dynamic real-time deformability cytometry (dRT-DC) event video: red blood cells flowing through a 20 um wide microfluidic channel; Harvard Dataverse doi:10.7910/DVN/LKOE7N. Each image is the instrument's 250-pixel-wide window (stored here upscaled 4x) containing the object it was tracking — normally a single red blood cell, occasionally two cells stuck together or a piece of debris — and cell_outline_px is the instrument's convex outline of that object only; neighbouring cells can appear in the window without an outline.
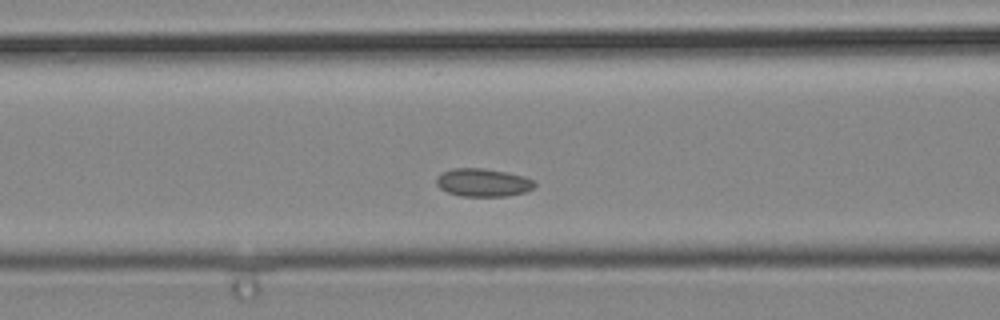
{"species": "common noctule bat (a hibernating species)", "species_latin": "Nyctalus noctula", "temperature_condition": "cold", "stored_images_in_passage": 26, "segment_of_instrument_passage": [1, 2], "camera_frame_rate_fps": 3000, "um_per_image_px": 0.085, "animal": {"sex": "male", "body_mass_g": 19.2, "forearm_length_mm": 51.8}, "frame": {"image": 1, "passage_image": 8, "time_ms": 2.333, "image_size_px": [1000, 320], "cell_outline_px": [[536, 184], [532, 188], [524, 192], [508, 196], [460, 196], [448, 192], [440, 188], [436, 184], [436, 176], [452, 168], [484, 168], [524, 176], [532, 180]], "centroid_in_image_um": [41.03, 15.52], "position_along_channel_um": 125.6, "area_um2": 15.95}}
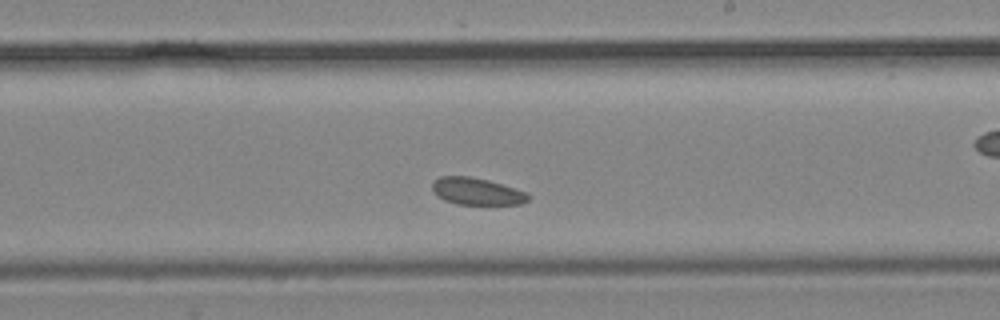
{"frame": {"image": 2, "passage_image": 16, "time_ms": 5.0, "image_size_px": [1000, 320], "cell_outline_px": [[532, 196], [528, 200], [520, 204], [456, 204], [444, 200], [436, 196], [432, 188], [432, 180], [440, 176], [468, 176], [488, 180], [528, 192]], "centroid_in_image_um": [40.51, 16.26], "position_along_channel_um": 248.5, "area_um2": 15.26}}
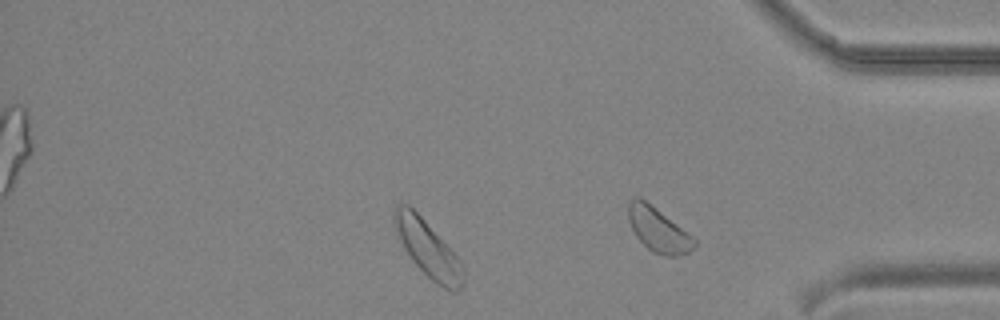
{"frame": {"image": 3, "passage_image": 25, "time_ms": 8.0, "image_size_px": [1000, 320], "cell_outline_px": [[464, 284], [456, 292], [452, 292], [436, 284], [412, 260], [404, 248], [400, 240], [392, 220], [392, 212], [396, 204], [408, 204], [424, 220], [460, 260], [464, 268]], "centroid_in_image_um": [36.36, 21.16], "position_along_channel_um": 398.8, "area_um2": 22.31}}